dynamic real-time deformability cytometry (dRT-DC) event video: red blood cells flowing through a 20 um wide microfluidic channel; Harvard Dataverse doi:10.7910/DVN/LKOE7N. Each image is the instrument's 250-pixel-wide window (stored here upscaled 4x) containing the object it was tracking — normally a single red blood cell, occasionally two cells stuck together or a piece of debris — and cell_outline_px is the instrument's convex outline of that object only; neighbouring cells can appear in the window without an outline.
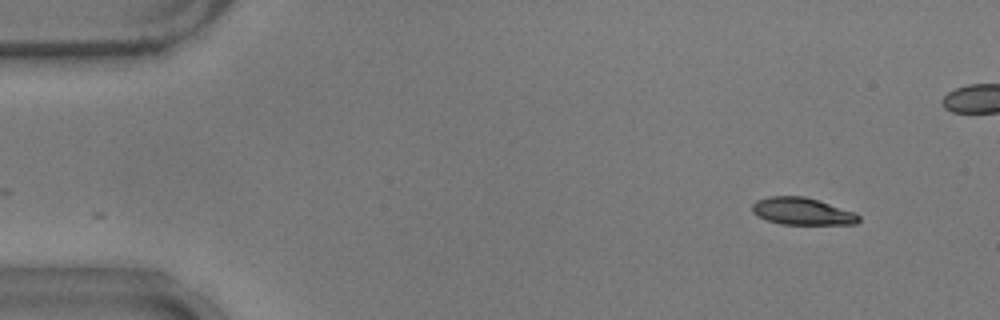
{"species": "common noctule bat (a hibernating species)", "species_latin": "Nyctalus noctula", "temperature_condition": "warm", "stored_images_in_passage": 14, "camera_frame_rate_fps": 3000, "um_per_image_px": 0.085, "animal": {"sex": "male", "body_mass_g": 17.9}, "frame": {"image": 1, "passage_image": 1, "time_ms": 0.0, "image_size_px": [1000, 320], "cell_outline_px": [[860, 220], [856, 224], [780, 224], [756, 216], [752, 212], [752, 204], [756, 200], [768, 196], [804, 196], [856, 212], [860, 216]], "centroid_in_image_um": [68.17, 17.96], "position_along_channel_um": 16.8, "area_um2": 16.94}}